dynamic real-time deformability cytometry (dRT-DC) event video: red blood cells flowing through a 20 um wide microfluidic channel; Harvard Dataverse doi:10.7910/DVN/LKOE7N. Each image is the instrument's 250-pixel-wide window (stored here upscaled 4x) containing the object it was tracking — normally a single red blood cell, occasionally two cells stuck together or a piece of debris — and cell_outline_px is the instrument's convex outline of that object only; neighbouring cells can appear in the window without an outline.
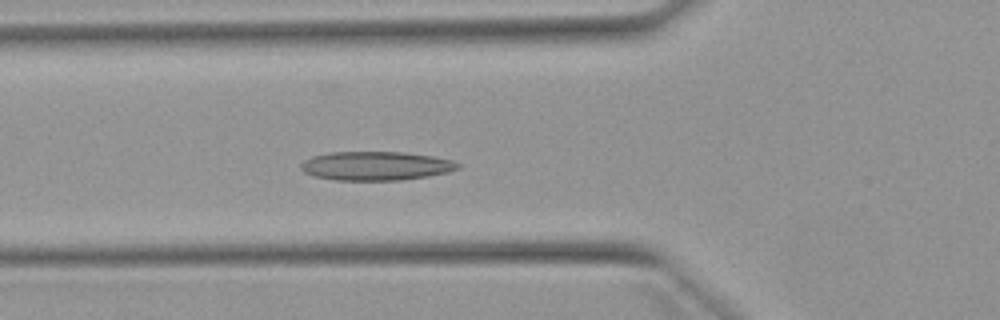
{"species": "Egyptian fruit bat (a non-hibernating species)", "species_latin": "Rousettus aegyptiacus", "temperature_condition": "warm", "stored_images_in_passage": 32, "camera_frame_rate_fps": 3000, "um_per_image_px": 0.085, "animal": {"sex": "female"}, "frame": {"image": 1, "passage_image": 6, "time_ms": 1.667, "image_size_px": [1000, 320], "cell_outline_px": [[460, 168], [448, 172], [428, 176], [400, 180], [336, 180], [312, 176], [304, 172], [300, 168], [300, 164], [304, 160], [312, 156], [332, 152], [400, 152], [432, 156], [452, 160], [460, 164]], "centroid_in_image_um": [31.93, 14.1], "position_along_channel_um": 93.9, "area_um2": 26.41}}
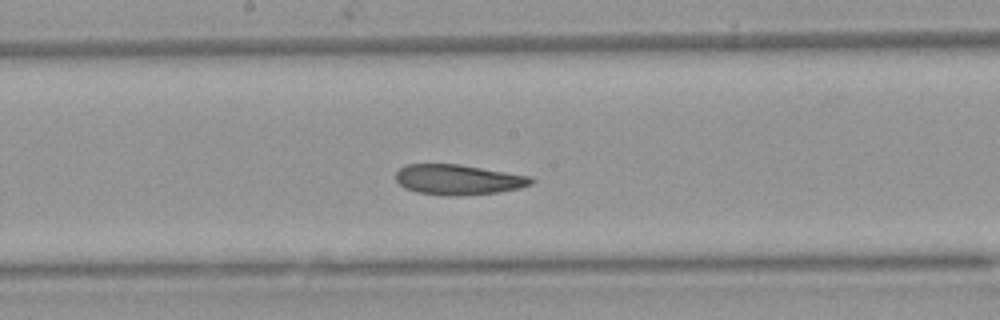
{"frame": {"image": 2, "passage_image": 15, "time_ms": 4.667, "image_size_px": [1000, 320], "cell_outline_px": [[536, 180], [532, 184], [520, 188], [496, 192], [456, 196], [444, 196], [416, 192], [404, 188], [396, 180], [396, 172], [400, 168], [408, 164], [460, 164], [532, 176]], "centroid_in_image_um": [38.97, 15.27], "position_along_channel_um": 209.2, "area_um2": 24.04}}
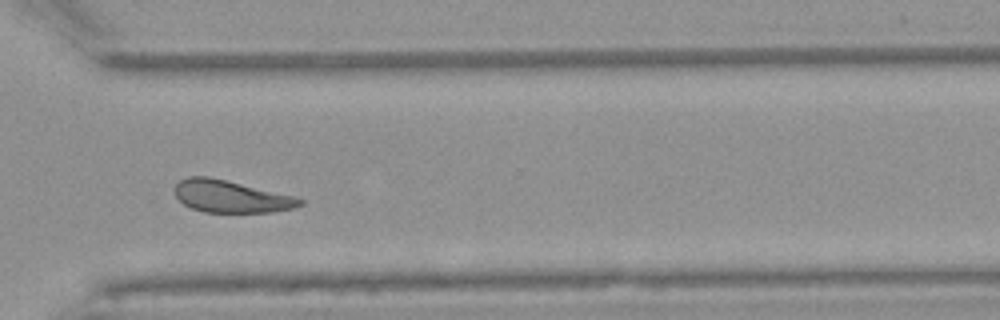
{"frame": {"image": 3, "passage_image": 26, "time_ms": 8.333, "image_size_px": [1000, 320], "cell_outline_px": [[304, 204], [296, 208], [272, 212], [204, 212], [192, 208], [184, 204], [176, 196], [176, 184], [180, 180], [188, 176], [208, 176], [292, 196], [304, 200]], "centroid_in_image_um": [19.63, 16.71], "position_along_channel_um": 351.0, "area_um2": 23.12}, "authors_computed_cell_mechanics": {"area_um2": 24.3338, "velocity_mm_per_s": 3.8611, "shape_relaxation_time_tau1_ms": 7.2503, "shape_relaxation_time_tau2_ms": 5.1899, "deformation_change_tau1": 0.1669, "deformation_change_tau2": 0.1279}}